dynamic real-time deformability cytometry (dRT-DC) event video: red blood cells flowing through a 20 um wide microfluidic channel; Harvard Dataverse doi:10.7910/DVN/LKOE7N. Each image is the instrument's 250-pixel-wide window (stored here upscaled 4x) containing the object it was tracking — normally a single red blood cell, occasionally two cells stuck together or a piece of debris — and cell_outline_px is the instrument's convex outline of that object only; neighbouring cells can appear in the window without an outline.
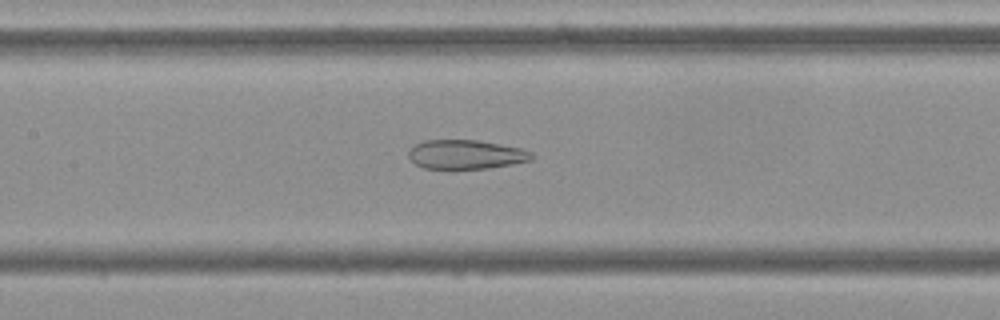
{"species": "Egyptian fruit bat (a non-hibernating species)", "species_latin": "Rousettus aegyptiacus", "temperature_condition": "cold", "stored_images_in_passage": 52, "camera_frame_rate_fps": 3000, "um_per_image_px": 0.085, "frame": {"image": 1, "passage_image": 23, "time_ms": 7.333, "image_size_px": [1000, 320], "cell_outline_px": [[532, 160], [512, 164], [488, 168], [452, 172], [448, 172], [424, 168], [416, 164], [408, 156], [408, 152], [412, 144], [424, 140], [476, 140], [524, 148], [532, 152]], "centroid_in_image_um": [39.55, 13.17], "position_along_channel_um": 167.9, "area_um2": 21.91}}
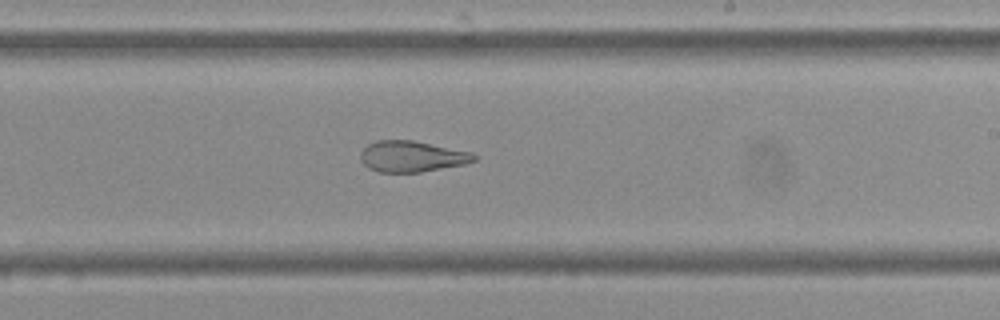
{"frame": {"image": 2, "passage_image": 30, "time_ms": 9.667, "image_size_px": [1000, 320], "cell_outline_px": [[476, 160], [464, 164], [420, 172], [380, 172], [368, 168], [360, 160], [360, 152], [368, 144], [376, 140], [412, 140], [472, 152], [476, 156]], "centroid_in_image_um": [34.98, 13.29], "position_along_channel_um": 254.0, "area_um2": 20.46}}
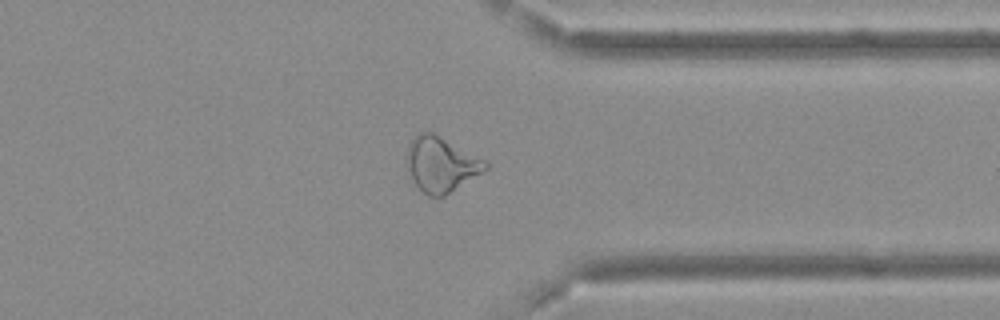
{"frame": {"image": 3, "passage_image": 40, "time_ms": 13.0, "image_size_px": [1000, 320], "cell_outline_px": [[488, 168], [444, 196], [428, 196], [416, 184], [408, 168], [408, 144], [412, 136], [420, 132], [432, 132], [484, 160], [488, 164]], "centroid_in_image_um": [37.47, 13.95], "position_along_channel_um": 373.9, "area_um2": 24.39}, "authors_computed_cell_mechanics": {"area_um2": 26.7036, "velocity_mm_per_s": 3.703, "shape_relaxation_time_tau1_ms": null, "shape_relaxation_time_tau2_ms": 3.279, "deformation_change_tau1": null, "deformation_change_tau2": 0.1239}}